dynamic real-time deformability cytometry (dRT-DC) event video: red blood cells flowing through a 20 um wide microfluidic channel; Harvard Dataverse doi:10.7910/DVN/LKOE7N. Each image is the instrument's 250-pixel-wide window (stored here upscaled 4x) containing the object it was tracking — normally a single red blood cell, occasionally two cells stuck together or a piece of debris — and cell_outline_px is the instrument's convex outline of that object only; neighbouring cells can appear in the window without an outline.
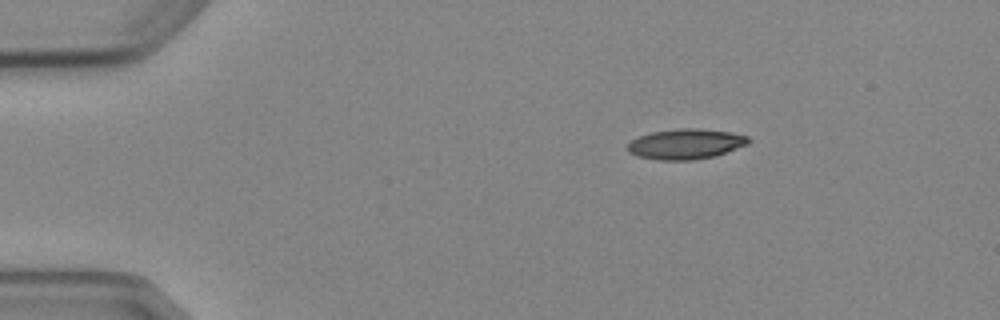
{"species": "Egyptian fruit bat (a non-hibernating species)", "species_latin": "Rousettus aegyptiacus", "temperature_condition": "cold", "stored_images_in_passage": 3, "camera_frame_rate_fps": 3000, "um_per_image_px": 0.085, "animal": {"sex": "female"}, "frame": {"image": 1, "passage_image": 1, "time_ms": 0.0, "image_size_px": [1000, 320], "cell_outline_px": [[752, 140], [748, 144], [716, 156], [692, 160], [660, 160], [640, 156], [628, 152], [628, 144], [632, 140], [640, 136], [652, 132], [680, 128], [700, 128], [732, 132], [748, 136]], "centroid_in_image_um": [58.34, 12.23], "position_along_channel_um": 26.7, "area_um2": 21.33}}